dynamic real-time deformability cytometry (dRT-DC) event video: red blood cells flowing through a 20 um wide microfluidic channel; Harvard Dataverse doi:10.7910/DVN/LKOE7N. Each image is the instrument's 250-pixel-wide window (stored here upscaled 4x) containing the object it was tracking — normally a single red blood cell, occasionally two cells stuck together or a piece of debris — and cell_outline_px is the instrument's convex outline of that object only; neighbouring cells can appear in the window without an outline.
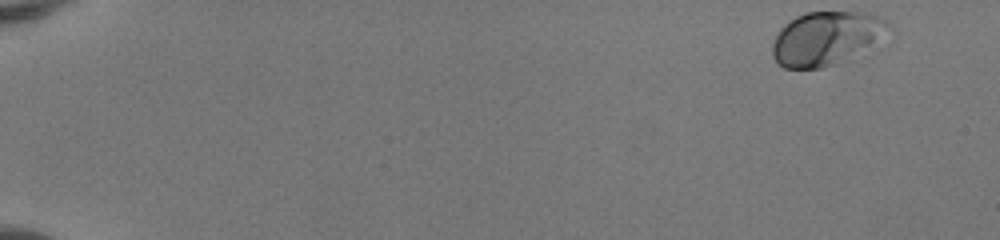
{"species": "human", "species_latin": "Homo sapiens", "temperature_condition": "room temperature", "stored_images_in_passage": 49, "camera_frame_rate_fps": 3000, "um_per_image_px": 0.085, "donor": {"sex": "female"}, "frame": {"image": 1, "passage_image": 1, "time_ms": 0.0, "image_size_px": [1000, 240], "cell_outline_px": [[892, 28], [884, 48], [876, 52], [836, 64], [820, 68], [784, 68], [772, 56], [772, 44], [780, 28], [784, 24], [796, 16], [808, 12], [868, 12], [884, 20]], "centroid_in_image_um": [70.44, 3.3], "position_along_channel_um": 14.6, "area_um2": 38.32}}
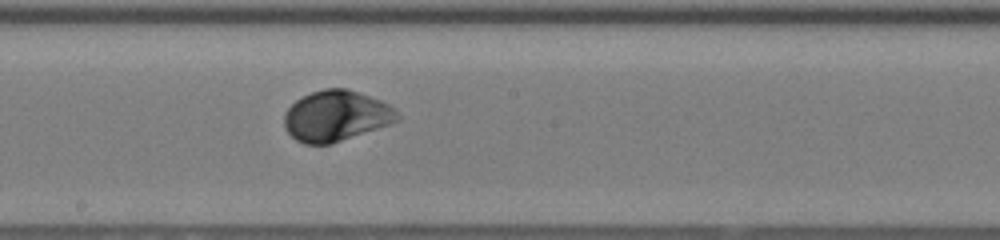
{"frame": {"image": 2, "passage_image": 28, "time_ms": 9.0, "image_size_px": [1000, 240], "cell_outline_px": [[400, 120], [392, 124], [332, 144], [304, 144], [296, 140], [284, 128], [284, 116], [288, 108], [296, 100], [312, 92], [324, 88], [344, 88], [380, 100], [388, 104], [400, 116]], "centroid_in_image_um": [28.57, 9.87], "position_along_channel_um": 219.6, "area_um2": 33.35}}
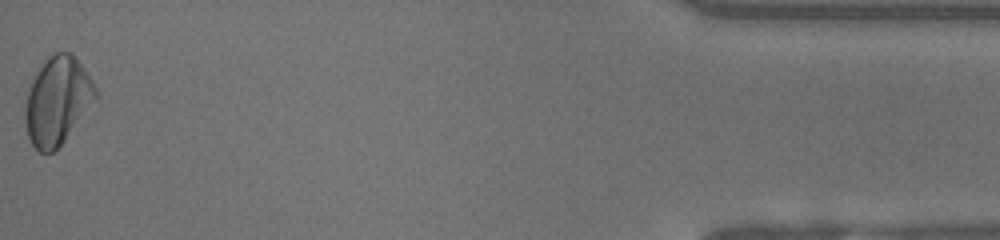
{"frame": {"image": 3, "passage_image": 49, "time_ms": 16.0, "image_size_px": [1000, 240], "cell_outline_px": [[96, 96], [64, 140], [52, 152], [40, 152], [32, 144], [28, 136], [24, 120], [24, 108], [28, 92], [32, 80], [48, 56], [56, 52], [72, 52], [76, 56], [96, 88]], "centroid_in_image_um": [4.84, 8.53], "position_along_channel_um": 430.4, "area_um2": 35.08}, "authors_computed_cell_mechanics": {"area_um2": 33.3506, "velocity_mm_per_s": 4.0764, "shape_relaxation_time_tau1_ms": 1.902, "shape_relaxation_time_tau2_ms": null, "deformation_change_tau1": 0.105, "deformation_change_tau2": null}}